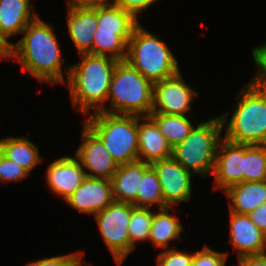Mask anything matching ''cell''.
<instances>
[{
    "label": "cell",
    "instance_id": "obj_29",
    "mask_svg": "<svg viewBox=\"0 0 266 266\" xmlns=\"http://www.w3.org/2000/svg\"><path fill=\"white\" fill-rule=\"evenodd\" d=\"M228 252H219L205 245L202 250L193 252L192 266H225Z\"/></svg>",
    "mask_w": 266,
    "mask_h": 266
},
{
    "label": "cell",
    "instance_id": "obj_24",
    "mask_svg": "<svg viewBox=\"0 0 266 266\" xmlns=\"http://www.w3.org/2000/svg\"><path fill=\"white\" fill-rule=\"evenodd\" d=\"M149 117L157 124L159 130L172 148L181 143L195 126L186 115L151 112Z\"/></svg>",
    "mask_w": 266,
    "mask_h": 266
},
{
    "label": "cell",
    "instance_id": "obj_15",
    "mask_svg": "<svg viewBox=\"0 0 266 266\" xmlns=\"http://www.w3.org/2000/svg\"><path fill=\"white\" fill-rule=\"evenodd\" d=\"M85 177V171L75 156L60 157L54 160L46 170L48 187L64 200L74 193Z\"/></svg>",
    "mask_w": 266,
    "mask_h": 266
},
{
    "label": "cell",
    "instance_id": "obj_35",
    "mask_svg": "<svg viewBox=\"0 0 266 266\" xmlns=\"http://www.w3.org/2000/svg\"><path fill=\"white\" fill-rule=\"evenodd\" d=\"M68 8L72 9H96L111 5L113 1L109 0H67Z\"/></svg>",
    "mask_w": 266,
    "mask_h": 266
},
{
    "label": "cell",
    "instance_id": "obj_21",
    "mask_svg": "<svg viewBox=\"0 0 266 266\" xmlns=\"http://www.w3.org/2000/svg\"><path fill=\"white\" fill-rule=\"evenodd\" d=\"M0 152L29 174L42 161L38 147L27 137L10 136L0 139Z\"/></svg>",
    "mask_w": 266,
    "mask_h": 266
},
{
    "label": "cell",
    "instance_id": "obj_17",
    "mask_svg": "<svg viewBox=\"0 0 266 266\" xmlns=\"http://www.w3.org/2000/svg\"><path fill=\"white\" fill-rule=\"evenodd\" d=\"M67 29L79 54H92L94 33L97 29L96 9L67 8Z\"/></svg>",
    "mask_w": 266,
    "mask_h": 266
},
{
    "label": "cell",
    "instance_id": "obj_20",
    "mask_svg": "<svg viewBox=\"0 0 266 266\" xmlns=\"http://www.w3.org/2000/svg\"><path fill=\"white\" fill-rule=\"evenodd\" d=\"M224 193L231 200L230 212L248 215L266 202V180L240 182L228 187Z\"/></svg>",
    "mask_w": 266,
    "mask_h": 266
},
{
    "label": "cell",
    "instance_id": "obj_37",
    "mask_svg": "<svg viewBox=\"0 0 266 266\" xmlns=\"http://www.w3.org/2000/svg\"><path fill=\"white\" fill-rule=\"evenodd\" d=\"M237 266H266V253L238 257Z\"/></svg>",
    "mask_w": 266,
    "mask_h": 266
},
{
    "label": "cell",
    "instance_id": "obj_12",
    "mask_svg": "<svg viewBox=\"0 0 266 266\" xmlns=\"http://www.w3.org/2000/svg\"><path fill=\"white\" fill-rule=\"evenodd\" d=\"M244 144L221 138L213 169L214 188L225 191L228 187L243 182Z\"/></svg>",
    "mask_w": 266,
    "mask_h": 266
},
{
    "label": "cell",
    "instance_id": "obj_25",
    "mask_svg": "<svg viewBox=\"0 0 266 266\" xmlns=\"http://www.w3.org/2000/svg\"><path fill=\"white\" fill-rule=\"evenodd\" d=\"M130 38L131 35H117L96 31L92 44V54L108 56L118 61L125 60Z\"/></svg>",
    "mask_w": 266,
    "mask_h": 266
},
{
    "label": "cell",
    "instance_id": "obj_18",
    "mask_svg": "<svg viewBox=\"0 0 266 266\" xmlns=\"http://www.w3.org/2000/svg\"><path fill=\"white\" fill-rule=\"evenodd\" d=\"M30 0H0V35L10 44L8 38L20 34L37 14L31 12Z\"/></svg>",
    "mask_w": 266,
    "mask_h": 266
},
{
    "label": "cell",
    "instance_id": "obj_28",
    "mask_svg": "<svg viewBox=\"0 0 266 266\" xmlns=\"http://www.w3.org/2000/svg\"><path fill=\"white\" fill-rule=\"evenodd\" d=\"M151 208L134 207L132 209L131 218L128 225V233L130 238V253L137 247L136 242L148 241L149 233L154 217Z\"/></svg>",
    "mask_w": 266,
    "mask_h": 266
},
{
    "label": "cell",
    "instance_id": "obj_9",
    "mask_svg": "<svg viewBox=\"0 0 266 266\" xmlns=\"http://www.w3.org/2000/svg\"><path fill=\"white\" fill-rule=\"evenodd\" d=\"M156 172L162 188L164 208L171 207L177 203L188 202L191 198L192 183L194 175L185 169L172 156L166 159L154 161L150 164Z\"/></svg>",
    "mask_w": 266,
    "mask_h": 266
},
{
    "label": "cell",
    "instance_id": "obj_36",
    "mask_svg": "<svg viewBox=\"0 0 266 266\" xmlns=\"http://www.w3.org/2000/svg\"><path fill=\"white\" fill-rule=\"evenodd\" d=\"M251 221L266 235V202L248 214Z\"/></svg>",
    "mask_w": 266,
    "mask_h": 266
},
{
    "label": "cell",
    "instance_id": "obj_31",
    "mask_svg": "<svg viewBox=\"0 0 266 266\" xmlns=\"http://www.w3.org/2000/svg\"><path fill=\"white\" fill-rule=\"evenodd\" d=\"M252 57L259 70L249 82L255 87L266 89V43L252 47Z\"/></svg>",
    "mask_w": 266,
    "mask_h": 266
},
{
    "label": "cell",
    "instance_id": "obj_16",
    "mask_svg": "<svg viewBox=\"0 0 266 266\" xmlns=\"http://www.w3.org/2000/svg\"><path fill=\"white\" fill-rule=\"evenodd\" d=\"M141 120L144 121L140 123ZM171 154L172 147L159 130L157 124L149 116H138L139 161L151 164L154 161L171 157Z\"/></svg>",
    "mask_w": 266,
    "mask_h": 266
},
{
    "label": "cell",
    "instance_id": "obj_10",
    "mask_svg": "<svg viewBox=\"0 0 266 266\" xmlns=\"http://www.w3.org/2000/svg\"><path fill=\"white\" fill-rule=\"evenodd\" d=\"M181 72L153 84L152 112L186 115L190 112L192 100L198 92L187 85Z\"/></svg>",
    "mask_w": 266,
    "mask_h": 266
},
{
    "label": "cell",
    "instance_id": "obj_11",
    "mask_svg": "<svg viewBox=\"0 0 266 266\" xmlns=\"http://www.w3.org/2000/svg\"><path fill=\"white\" fill-rule=\"evenodd\" d=\"M82 125V144L74 156L79 160L86 176L110 180L119 165L101 139L84 122Z\"/></svg>",
    "mask_w": 266,
    "mask_h": 266
},
{
    "label": "cell",
    "instance_id": "obj_34",
    "mask_svg": "<svg viewBox=\"0 0 266 266\" xmlns=\"http://www.w3.org/2000/svg\"><path fill=\"white\" fill-rule=\"evenodd\" d=\"M113 5L118 6L119 8L129 12L136 20L139 18L138 15L151 7L153 3H156L158 0H112Z\"/></svg>",
    "mask_w": 266,
    "mask_h": 266
},
{
    "label": "cell",
    "instance_id": "obj_22",
    "mask_svg": "<svg viewBox=\"0 0 266 266\" xmlns=\"http://www.w3.org/2000/svg\"><path fill=\"white\" fill-rule=\"evenodd\" d=\"M170 209L171 207H165L159 209L157 213L154 212L148 238L153 245L163 249H168L170 241L178 240L183 230L179 217L172 215Z\"/></svg>",
    "mask_w": 266,
    "mask_h": 266
},
{
    "label": "cell",
    "instance_id": "obj_30",
    "mask_svg": "<svg viewBox=\"0 0 266 266\" xmlns=\"http://www.w3.org/2000/svg\"><path fill=\"white\" fill-rule=\"evenodd\" d=\"M192 259L193 253L181 252L173 247L159 252L156 266H192Z\"/></svg>",
    "mask_w": 266,
    "mask_h": 266
},
{
    "label": "cell",
    "instance_id": "obj_23",
    "mask_svg": "<svg viewBox=\"0 0 266 266\" xmlns=\"http://www.w3.org/2000/svg\"><path fill=\"white\" fill-rule=\"evenodd\" d=\"M139 23L129 12L113 4L97 8L98 32L131 35Z\"/></svg>",
    "mask_w": 266,
    "mask_h": 266
},
{
    "label": "cell",
    "instance_id": "obj_2",
    "mask_svg": "<svg viewBox=\"0 0 266 266\" xmlns=\"http://www.w3.org/2000/svg\"><path fill=\"white\" fill-rule=\"evenodd\" d=\"M78 64L65 67L67 88L73 107L82 113L105 112L110 81L118 60L101 55L81 54Z\"/></svg>",
    "mask_w": 266,
    "mask_h": 266
},
{
    "label": "cell",
    "instance_id": "obj_14",
    "mask_svg": "<svg viewBox=\"0 0 266 266\" xmlns=\"http://www.w3.org/2000/svg\"><path fill=\"white\" fill-rule=\"evenodd\" d=\"M229 240L237 253V258L266 253V235L248 215L230 212Z\"/></svg>",
    "mask_w": 266,
    "mask_h": 266
},
{
    "label": "cell",
    "instance_id": "obj_3",
    "mask_svg": "<svg viewBox=\"0 0 266 266\" xmlns=\"http://www.w3.org/2000/svg\"><path fill=\"white\" fill-rule=\"evenodd\" d=\"M238 98L230 121L227 112L220 116L223 128L226 125L224 137L235 143L266 145V89L249 82Z\"/></svg>",
    "mask_w": 266,
    "mask_h": 266
},
{
    "label": "cell",
    "instance_id": "obj_6",
    "mask_svg": "<svg viewBox=\"0 0 266 266\" xmlns=\"http://www.w3.org/2000/svg\"><path fill=\"white\" fill-rule=\"evenodd\" d=\"M83 121L103 142L118 165L138 161V116L91 113Z\"/></svg>",
    "mask_w": 266,
    "mask_h": 266
},
{
    "label": "cell",
    "instance_id": "obj_32",
    "mask_svg": "<svg viewBox=\"0 0 266 266\" xmlns=\"http://www.w3.org/2000/svg\"><path fill=\"white\" fill-rule=\"evenodd\" d=\"M29 175L30 174L24 168L14 161L9 160L0 152V181L17 182L27 178Z\"/></svg>",
    "mask_w": 266,
    "mask_h": 266
},
{
    "label": "cell",
    "instance_id": "obj_19",
    "mask_svg": "<svg viewBox=\"0 0 266 266\" xmlns=\"http://www.w3.org/2000/svg\"><path fill=\"white\" fill-rule=\"evenodd\" d=\"M149 167L150 164L139 160L120 164L110 179L114 201L132 203L137 197L143 173Z\"/></svg>",
    "mask_w": 266,
    "mask_h": 266
},
{
    "label": "cell",
    "instance_id": "obj_33",
    "mask_svg": "<svg viewBox=\"0 0 266 266\" xmlns=\"http://www.w3.org/2000/svg\"><path fill=\"white\" fill-rule=\"evenodd\" d=\"M84 252H73L66 255H58L32 261L27 266H82V255Z\"/></svg>",
    "mask_w": 266,
    "mask_h": 266
},
{
    "label": "cell",
    "instance_id": "obj_1",
    "mask_svg": "<svg viewBox=\"0 0 266 266\" xmlns=\"http://www.w3.org/2000/svg\"><path fill=\"white\" fill-rule=\"evenodd\" d=\"M21 34L23 37L11 45V59H16L37 81L65 84L62 71L65 59L53 26L37 16Z\"/></svg>",
    "mask_w": 266,
    "mask_h": 266
},
{
    "label": "cell",
    "instance_id": "obj_8",
    "mask_svg": "<svg viewBox=\"0 0 266 266\" xmlns=\"http://www.w3.org/2000/svg\"><path fill=\"white\" fill-rule=\"evenodd\" d=\"M134 207L132 203L113 201L94 215L99 232L118 266L130 254L128 225Z\"/></svg>",
    "mask_w": 266,
    "mask_h": 266
},
{
    "label": "cell",
    "instance_id": "obj_13",
    "mask_svg": "<svg viewBox=\"0 0 266 266\" xmlns=\"http://www.w3.org/2000/svg\"><path fill=\"white\" fill-rule=\"evenodd\" d=\"M114 201L110 180L86 176L82 184L65 200L73 209L96 215Z\"/></svg>",
    "mask_w": 266,
    "mask_h": 266
},
{
    "label": "cell",
    "instance_id": "obj_38",
    "mask_svg": "<svg viewBox=\"0 0 266 266\" xmlns=\"http://www.w3.org/2000/svg\"><path fill=\"white\" fill-rule=\"evenodd\" d=\"M11 58V45L0 35V59Z\"/></svg>",
    "mask_w": 266,
    "mask_h": 266
},
{
    "label": "cell",
    "instance_id": "obj_27",
    "mask_svg": "<svg viewBox=\"0 0 266 266\" xmlns=\"http://www.w3.org/2000/svg\"><path fill=\"white\" fill-rule=\"evenodd\" d=\"M266 180V145L244 144L243 182Z\"/></svg>",
    "mask_w": 266,
    "mask_h": 266
},
{
    "label": "cell",
    "instance_id": "obj_5",
    "mask_svg": "<svg viewBox=\"0 0 266 266\" xmlns=\"http://www.w3.org/2000/svg\"><path fill=\"white\" fill-rule=\"evenodd\" d=\"M125 60L153 84L180 72L178 61L168 45L140 23L128 41Z\"/></svg>",
    "mask_w": 266,
    "mask_h": 266
},
{
    "label": "cell",
    "instance_id": "obj_26",
    "mask_svg": "<svg viewBox=\"0 0 266 266\" xmlns=\"http://www.w3.org/2000/svg\"><path fill=\"white\" fill-rule=\"evenodd\" d=\"M155 203L159 205V209L164 208L161 184L156 172L150 166L143 173L137 190V197L132 204L135 207L151 208Z\"/></svg>",
    "mask_w": 266,
    "mask_h": 266
},
{
    "label": "cell",
    "instance_id": "obj_7",
    "mask_svg": "<svg viewBox=\"0 0 266 266\" xmlns=\"http://www.w3.org/2000/svg\"><path fill=\"white\" fill-rule=\"evenodd\" d=\"M222 129L219 116L200 122L181 143L172 148L171 156L194 175L208 177L213 173Z\"/></svg>",
    "mask_w": 266,
    "mask_h": 266
},
{
    "label": "cell",
    "instance_id": "obj_4",
    "mask_svg": "<svg viewBox=\"0 0 266 266\" xmlns=\"http://www.w3.org/2000/svg\"><path fill=\"white\" fill-rule=\"evenodd\" d=\"M106 113L149 116L153 110V83L126 60L118 61L109 85Z\"/></svg>",
    "mask_w": 266,
    "mask_h": 266
}]
</instances>
